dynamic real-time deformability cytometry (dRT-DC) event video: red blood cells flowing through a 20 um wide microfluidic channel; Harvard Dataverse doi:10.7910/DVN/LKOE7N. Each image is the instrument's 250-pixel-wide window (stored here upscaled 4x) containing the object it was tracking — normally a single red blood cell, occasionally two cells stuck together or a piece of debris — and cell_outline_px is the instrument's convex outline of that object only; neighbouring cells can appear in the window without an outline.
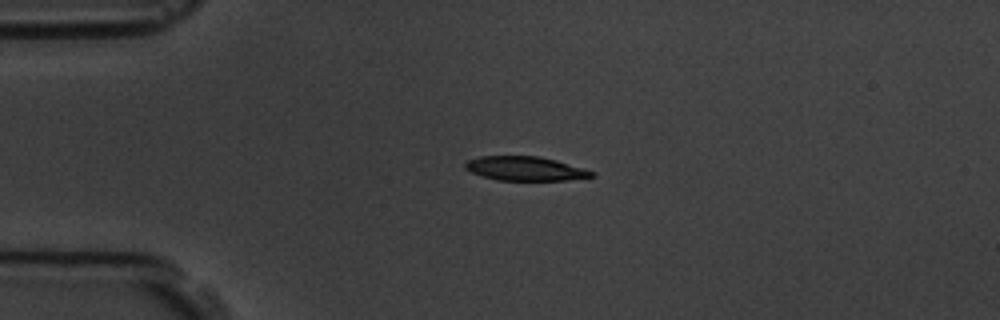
{"species": "common noctule bat (a hibernating species)", "species_latin": "Nyctalus noctula", "temperature_condition": "room temperature", "stored_images_in_passage": 3, "camera_frame_rate_fps": 3000, "um_per_image_px": 0.085, "animal": {"sex": "male", "body_mass_g": 19.5, "forearm_length_mm": 54.6}, "frame": {"image": 1, "passage_image": 1, "time_ms": 0.0, "image_size_px": [1000, 320], "cell_outline_px": [[596, 176], [564, 180], [496, 180], [472, 172], [464, 168], [464, 164], [468, 160], [480, 156], [540, 156], [556, 160], [584, 168], [596, 172]], "centroid_in_image_um": [44.67, 14.32], "position_along_channel_um": 40.3, "area_um2": 17.74}}
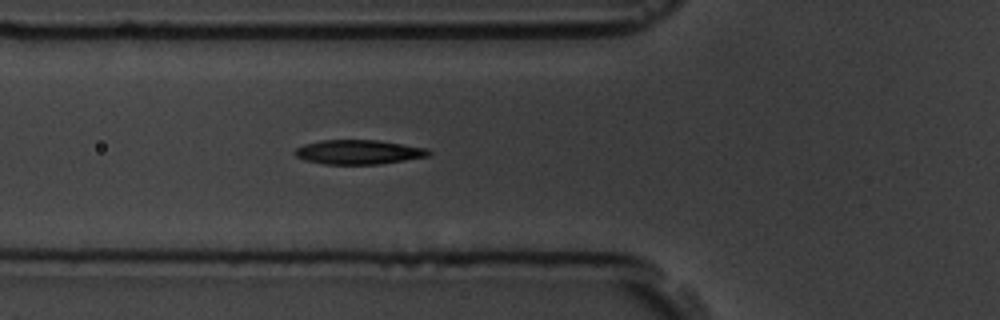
{"frame": {"image": 2, "passage_image": 3, "time_ms": 2.333, "image_size_px": [1000, 320], "cell_outline_px": [[432, 152], [428, 156], [380, 164], [324, 164], [304, 160], [296, 156], [292, 152], [296, 148], [304, 144], [320, 140], [380, 140], [428, 148]], "centroid_in_image_um": [30.47, 12.92], "position_along_channel_um": 95.3, "area_um2": 19.13}}